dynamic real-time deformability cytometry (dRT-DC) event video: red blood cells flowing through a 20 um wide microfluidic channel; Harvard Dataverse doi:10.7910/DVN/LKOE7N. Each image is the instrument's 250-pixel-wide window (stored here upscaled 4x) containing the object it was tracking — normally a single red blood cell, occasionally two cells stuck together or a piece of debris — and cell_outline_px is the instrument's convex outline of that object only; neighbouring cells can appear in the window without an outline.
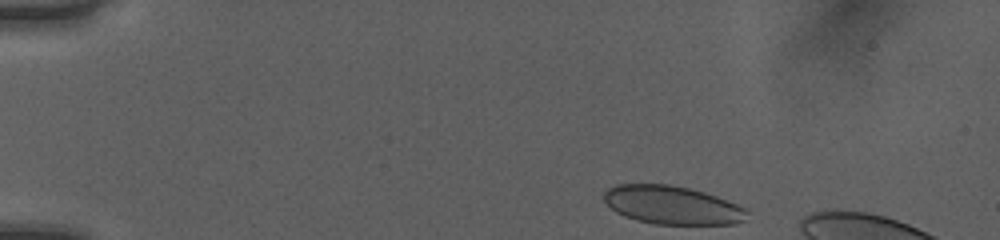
{"species": "human", "species_latin": "Homo sapiens", "temperature_condition": "room temperature", "stored_images_in_passage": 40, "camera_frame_rate_fps": 3000, "um_per_image_px": 0.085, "donor": {"sex": "female"}, "frame": {"image": 1, "passage_image": 1, "time_ms": 0.0, "image_size_px": [1000, 240], "cell_outline_px": [[748, 212], [744, 220], [736, 224], [656, 224], [636, 220], [624, 216], [616, 212], [604, 200], [604, 192], [608, 188], [616, 184], [668, 184], [688, 188], [704, 192], [716, 196], [736, 204], [744, 208]], "centroid_in_image_um": [57.11, 17.43], "position_along_channel_um": 27.9, "area_um2": 31.85}}
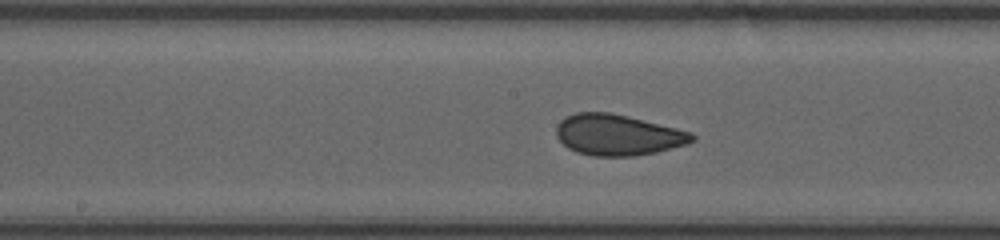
{"frame": {"image": 2, "passage_image": 20, "time_ms": 6.333, "image_size_px": [1000, 240], "cell_outline_px": [[696, 140], [688, 144], [656, 152], [632, 156], [592, 156], [576, 152], [568, 148], [556, 136], [556, 128], [560, 120], [576, 112], [608, 112], [628, 116], [692, 132], [696, 136]], "centroid_in_image_um": [52.52, 11.47], "position_along_channel_um": 195.7, "area_um2": 32.43}}
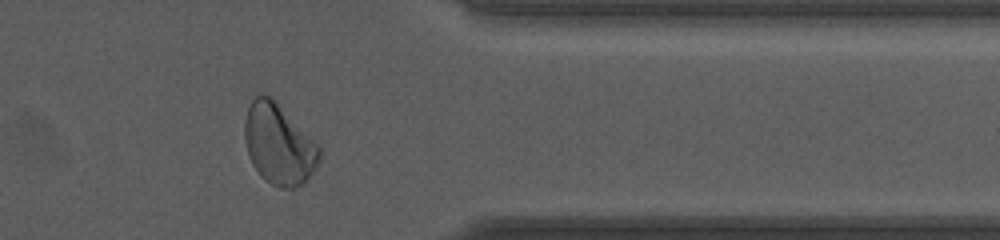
{"frame": {"image": 3, "passage_image": 35, "time_ms": 11.333, "image_size_px": [1000, 240], "cell_outline_px": [[320, 160], [316, 168], [304, 184], [292, 188], [280, 188], [272, 184], [260, 176], [252, 164], [248, 156], [244, 136], [244, 124], [248, 108], [252, 100], [260, 92], [272, 96], [276, 100], [320, 148]], "centroid_in_image_um": [23.68, 12.26], "position_along_channel_um": 387.7, "area_um2": 35.14}}